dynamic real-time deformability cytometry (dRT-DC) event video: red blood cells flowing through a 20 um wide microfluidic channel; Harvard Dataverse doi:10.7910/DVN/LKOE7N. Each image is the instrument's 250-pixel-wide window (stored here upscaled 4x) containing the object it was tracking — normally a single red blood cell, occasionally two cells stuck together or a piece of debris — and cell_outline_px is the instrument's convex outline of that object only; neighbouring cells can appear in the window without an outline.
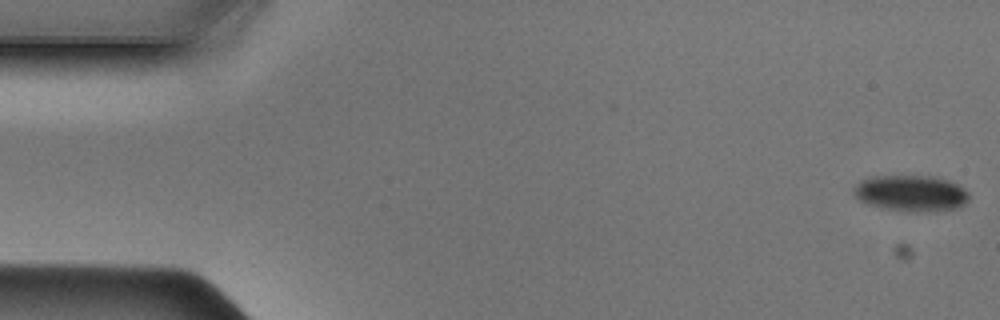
{"species": "Egyptian fruit bat (a non-hibernating species)", "species_latin": "Rousettus aegyptiacus", "temperature_condition": "cold", "stored_images_in_passage": 48, "camera_frame_rate_fps": 3000, "um_per_image_px": 0.085, "animal": {"sex": "male"}, "frame": {"image": 1, "passage_image": 1, "time_ms": 0.0, "image_size_px": [1000, 320], "cell_outline_px": [[968, 200], [964, 204], [956, 208], [928, 212], [888, 208], [868, 204], [860, 200], [852, 192], [852, 188], [860, 180], [872, 176], [936, 176], [948, 180], [964, 188], [968, 192]], "centroid_in_image_um": [77.43, 16.4], "position_along_channel_um": 7.6, "area_um2": 24.04}}
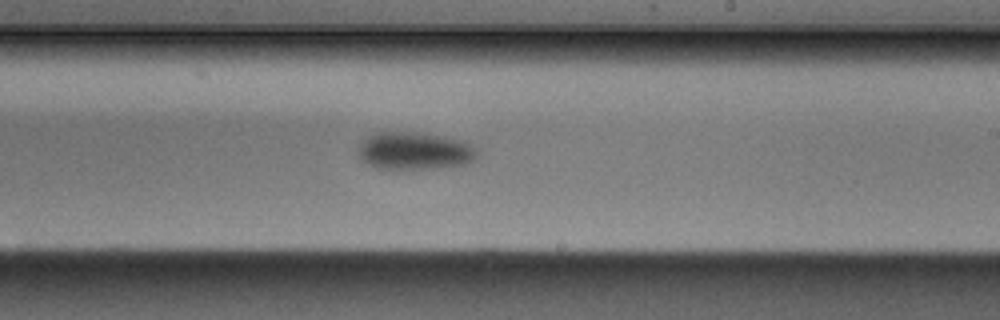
{"frame": {"image": 2, "passage_image": 28, "time_ms": 9.0, "image_size_px": [1000, 320], "cell_outline_px": [[476, 156], [472, 160], [464, 164], [436, 168], [376, 168], [360, 160], [356, 152], [360, 140], [376, 132], [424, 132], [460, 140], [468, 144], [476, 152]], "centroid_in_image_um": [35.12, 12.81], "position_along_channel_um": 253.9, "area_um2": 25.95}}
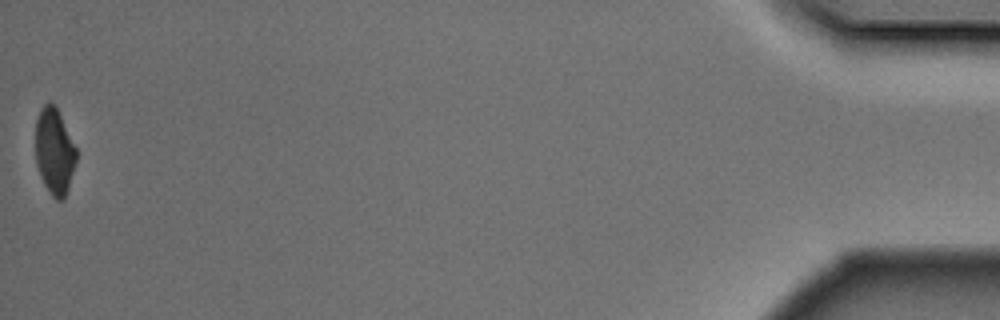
{"frame": {"image": 3, "passage_image": 48, "time_ms": 15.667, "image_size_px": [1000, 320], "cell_outline_px": [[76, 160], [68, 188], [64, 200], [56, 200], [48, 192], [40, 176], [36, 164], [36, 120], [40, 108], [44, 104], [56, 104], [76, 148]], "centroid_in_image_um": [4.62, 12.87], "position_along_channel_um": 430.6, "area_um2": 20.52}}